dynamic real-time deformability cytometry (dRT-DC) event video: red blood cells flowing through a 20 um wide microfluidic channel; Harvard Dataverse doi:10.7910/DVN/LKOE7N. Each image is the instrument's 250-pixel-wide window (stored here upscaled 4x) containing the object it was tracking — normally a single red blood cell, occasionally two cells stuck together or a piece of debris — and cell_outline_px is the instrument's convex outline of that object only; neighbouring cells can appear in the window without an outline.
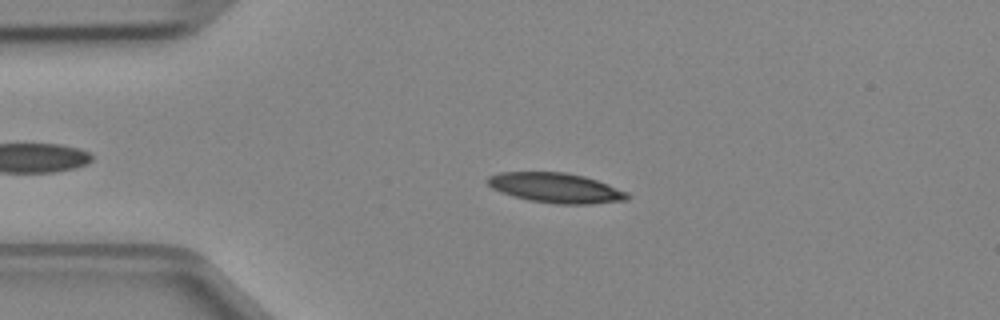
{"species": "Egyptian fruit bat (a non-hibernating species)", "species_latin": "Rousettus aegyptiacus", "temperature_condition": "cold", "stored_images_in_passage": 3, "camera_frame_rate_fps": 3000, "um_per_image_px": 0.085, "animal": {"sex": "female"}, "frame": {"image": 1, "passage_image": 2, "time_ms": 0.333, "image_size_px": [1000, 320], "cell_outline_px": [[632, 196], [628, 200], [592, 204], [556, 204], [528, 200], [512, 196], [500, 192], [492, 188], [484, 180], [488, 176], [500, 172], [564, 172], [584, 176], [596, 180], [628, 192]], "centroid_in_image_um": [47.23, 15.97], "position_along_channel_um": 37.8, "area_um2": 24.57}}